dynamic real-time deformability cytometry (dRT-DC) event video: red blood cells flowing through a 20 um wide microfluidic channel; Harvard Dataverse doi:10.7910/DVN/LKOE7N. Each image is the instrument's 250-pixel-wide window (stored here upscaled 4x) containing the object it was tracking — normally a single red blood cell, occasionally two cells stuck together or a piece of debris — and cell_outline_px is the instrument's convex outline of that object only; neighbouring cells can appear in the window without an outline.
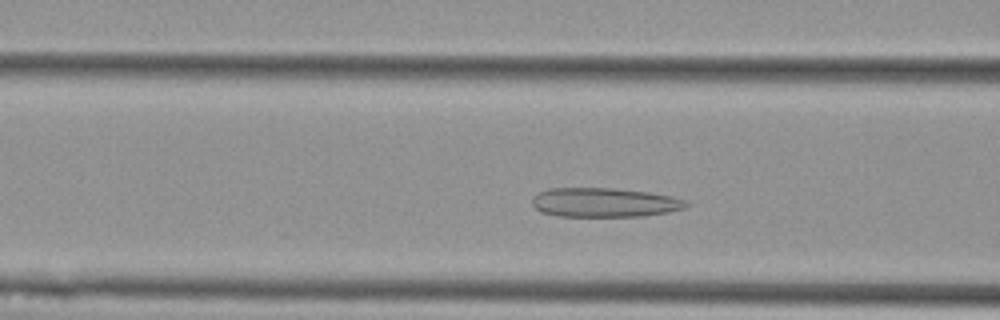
{"species": "Egyptian fruit bat (a non-hibernating species)", "species_latin": "Rousettus aegyptiacus", "temperature_condition": "cold", "stored_images_in_passage": 46, "camera_frame_rate_fps": 3000, "um_per_image_px": 0.085, "animal": {"sex": "female"}, "frame": {"image": 1, "passage_image": 12, "time_ms": 3.667, "image_size_px": [1000, 320], "cell_outline_px": [[688, 204], [684, 208], [668, 212], [640, 216], [560, 216], [540, 212], [532, 204], [532, 196], [548, 188], [612, 188], [648, 192], [672, 196], [684, 200]], "centroid_in_image_um": [51.33, 17.2], "position_along_channel_um": 115.3, "area_um2": 26.13}}
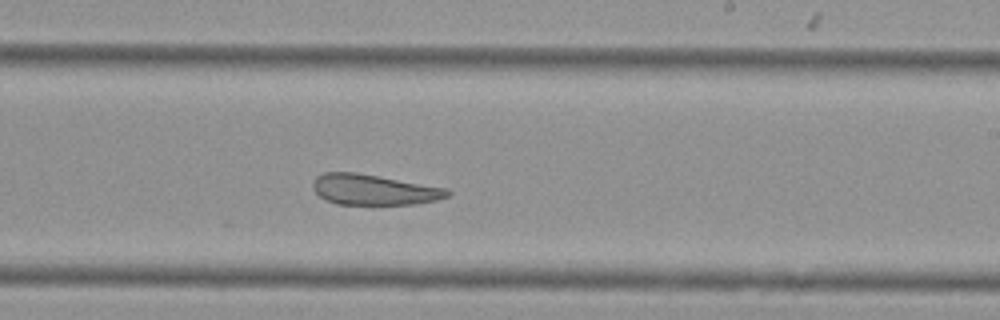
{"frame": {"image": 2, "passage_image": 24, "time_ms": 7.667, "image_size_px": [1000, 320], "cell_outline_px": [[452, 192], [448, 196], [436, 200], [416, 204], [336, 204], [320, 196], [312, 188], [312, 184], [316, 176], [324, 172], [356, 172], [448, 188]], "centroid_in_image_um": [31.79, 16.11], "position_along_channel_um": 257.2, "area_um2": 23.93}}
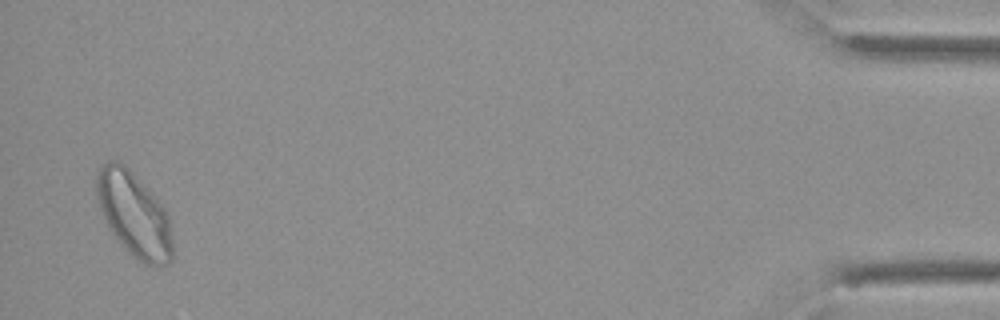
{"frame": {"image": 3, "passage_image": 45, "time_ms": 14.667, "image_size_px": [1000, 320], "cell_outline_px": [[172, 260], [168, 264], [144, 264], [108, 228], [104, 220], [96, 200], [96, 172], [100, 164], [108, 160], [120, 160], [132, 172], [164, 208], [168, 216], [172, 240]], "centroid_in_image_um": [11.34, 18.15], "position_along_channel_um": 423.9, "area_um2": 36.82}, "authors_computed_cell_mechanics": {"area_um2": 27.3394, "velocity_mm_per_s": 3.564, "shape_relaxation_time_tau1_ms": null, "shape_relaxation_time_tau2_ms": 2.2946, "deformation_change_tau1": null, "deformation_change_tau2": 0.0946}}